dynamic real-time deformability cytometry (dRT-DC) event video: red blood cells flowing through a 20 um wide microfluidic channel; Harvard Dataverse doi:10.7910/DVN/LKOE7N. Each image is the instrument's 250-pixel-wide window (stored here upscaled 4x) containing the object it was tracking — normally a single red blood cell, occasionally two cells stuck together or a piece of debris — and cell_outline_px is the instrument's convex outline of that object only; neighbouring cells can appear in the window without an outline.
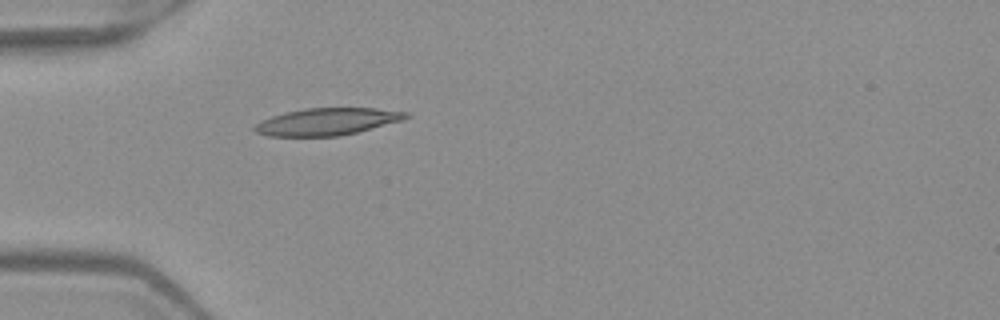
{"species": "Egyptian fruit bat (a non-hibernating species)", "species_latin": "Rousettus aegyptiacus", "temperature_condition": "warm", "stored_images_in_passage": 5, "camera_frame_rate_fps": 3000, "um_per_image_px": 0.085, "frame": {"image": 1, "passage_image": 5, "time_ms": 1.333, "image_size_px": [1000, 320], "cell_outline_px": [[412, 116], [404, 120], [340, 136], [268, 136], [256, 132], [252, 128], [260, 120], [284, 112], [304, 108], [376, 108], [408, 112]], "centroid_in_image_um": [27.81, 10.33], "position_along_channel_um": 57.2, "area_um2": 24.04}}